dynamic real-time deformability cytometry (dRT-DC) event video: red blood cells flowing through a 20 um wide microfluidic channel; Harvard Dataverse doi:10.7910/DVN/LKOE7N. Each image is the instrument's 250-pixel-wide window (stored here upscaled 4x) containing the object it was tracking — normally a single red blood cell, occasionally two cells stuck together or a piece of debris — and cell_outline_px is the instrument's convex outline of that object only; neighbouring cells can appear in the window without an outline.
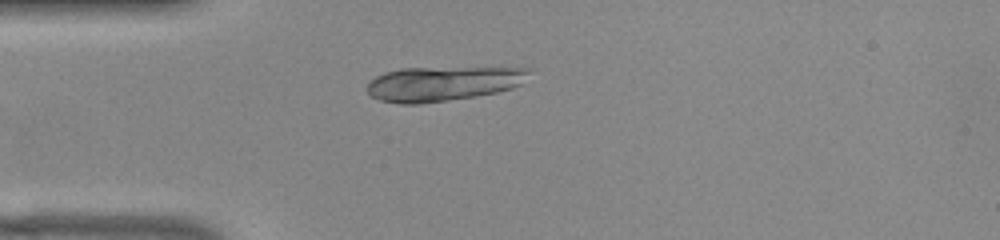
{"species": "common noctule bat (a hibernating species)", "species_latin": "Nyctalus noctula", "temperature_condition": "warm", "stored_images_in_passage": 33, "camera_frame_rate_fps": 3000, "um_per_image_px": 0.085, "animal": {"sex": "female", "body_mass_g": 22.0, "forearm_length_mm": 56.7}, "frame": {"image": 1, "passage_image": 1, "time_ms": 0.0, "image_size_px": [1000, 240], "cell_outline_px": [[532, 72], [520, 84], [512, 88], [496, 92], [476, 96], [420, 104], [400, 104], [380, 100], [372, 96], [368, 92], [368, 84], [376, 76], [384, 72], [400, 68], [532, 68]], "centroid_in_image_um": [37.64, 7.11], "position_along_channel_um": 47.4, "area_um2": 32.48}}
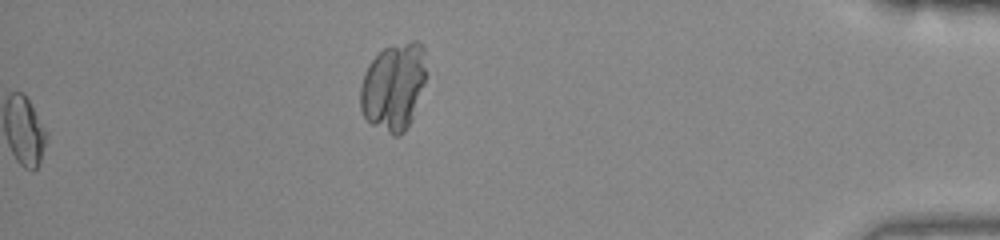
{"frame": {"image": 2, "passage_image": 33, "time_ms": 10.667, "image_size_px": [1000, 240], "cell_outline_px": [[424, 84], [412, 120], [404, 132], [400, 136], [392, 136], [372, 124], [364, 116], [360, 108], [360, 84], [364, 72], [368, 64], [384, 48], [412, 40], [416, 40], [424, 48]], "centroid_in_image_um": [33.43, 7.39], "position_along_channel_um": 401.8, "area_um2": 33.52}}